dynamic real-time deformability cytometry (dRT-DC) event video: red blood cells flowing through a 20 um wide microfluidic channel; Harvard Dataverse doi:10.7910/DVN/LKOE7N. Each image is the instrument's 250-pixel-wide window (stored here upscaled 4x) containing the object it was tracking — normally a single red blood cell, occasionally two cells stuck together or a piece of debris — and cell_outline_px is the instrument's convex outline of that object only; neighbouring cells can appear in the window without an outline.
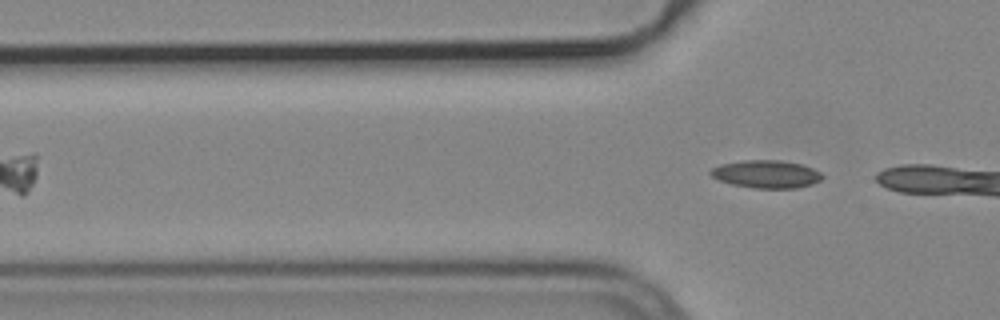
{"species": "common noctule bat (a hibernating species)", "species_latin": "Nyctalus noctula", "temperature_condition": "cold", "stored_images_in_passage": 5, "camera_frame_rate_fps": 3000, "um_per_image_px": 0.085, "animal": {"sex": "male", "body_mass_g": 19.2, "forearm_length_mm": 51.8}, "frame": {"image": 1, "passage_image": 5, "time_ms": 1.333, "image_size_px": [1000, 320], "cell_outline_px": [[824, 176], [820, 180], [812, 184], [796, 188], [752, 188], [732, 184], [720, 180], [712, 176], [708, 172], [712, 168], [720, 164], [744, 160], [780, 160], [800, 164], [812, 168], [820, 172]], "centroid_in_image_um": [65.13, 14.8], "position_along_channel_um": 60.7, "area_um2": 18.03}}